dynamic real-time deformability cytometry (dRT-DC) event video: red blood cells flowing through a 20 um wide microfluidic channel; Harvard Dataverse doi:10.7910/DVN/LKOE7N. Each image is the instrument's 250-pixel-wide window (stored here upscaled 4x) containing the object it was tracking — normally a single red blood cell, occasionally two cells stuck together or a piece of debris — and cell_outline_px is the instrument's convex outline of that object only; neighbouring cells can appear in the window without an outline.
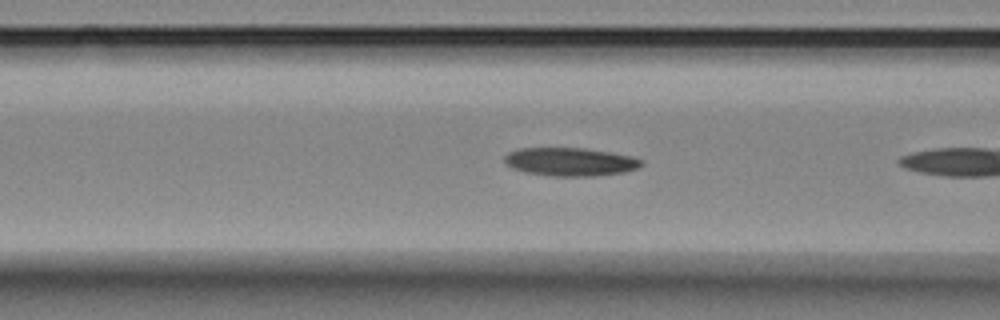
{"species": "Egyptian fruit bat (a non-hibernating species)", "species_latin": "Rousettus aegyptiacus", "temperature_condition": "room temperature", "stored_images_in_passage": 8, "camera_frame_rate_fps": 3000, "um_per_image_px": 0.085, "animal": {"sex": "female"}, "frame": {"image": 1, "passage_image": 6, "time_ms": 1.667, "image_size_px": [1000, 320], "cell_outline_px": [[644, 164], [636, 168], [624, 172], [596, 176], [552, 176], [524, 172], [512, 168], [504, 160], [504, 156], [508, 152], [520, 148], [584, 148], [632, 156], [640, 160]], "centroid_in_image_um": [48.44, 13.75], "position_along_channel_um": 118.2, "area_um2": 22.48}}